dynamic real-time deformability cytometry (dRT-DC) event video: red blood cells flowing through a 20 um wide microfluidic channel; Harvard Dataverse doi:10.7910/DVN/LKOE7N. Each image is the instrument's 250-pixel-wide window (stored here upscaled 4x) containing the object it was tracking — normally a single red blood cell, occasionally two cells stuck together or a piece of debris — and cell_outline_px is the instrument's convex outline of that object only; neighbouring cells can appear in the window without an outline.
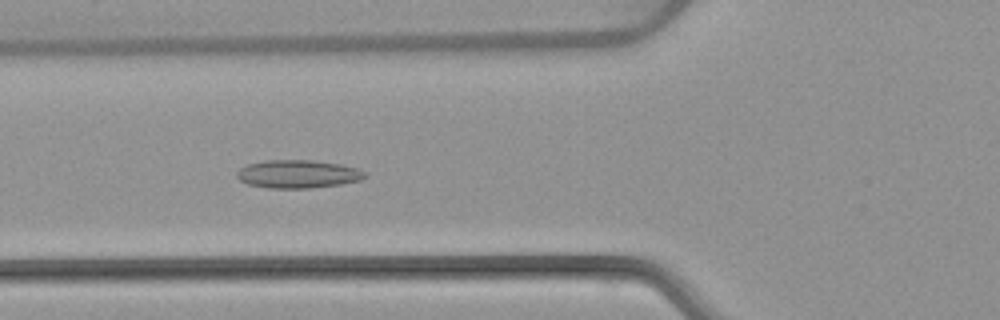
{"species": "common noctule bat (a hibernating species)", "species_latin": "Nyctalus noctula", "temperature_condition": "warm", "stored_images_in_passage": 52, "camera_frame_rate_fps": 3000, "um_per_image_px": 0.085, "animal": {"sex": "female", "body_mass_g": 22.7, "forearm_length_mm": 54.2}, "frame": {"image": 1, "passage_image": 19, "time_ms": 6.0, "image_size_px": [1000, 320], "cell_outline_px": [[368, 176], [360, 180], [340, 184], [312, 188], [268, 188], [248, 184], [240, 180], [236, 176], [236, 172], [240, 168], [248, 164], [264, 160], [312, 160], [340, 164], [356, 168], [364, 172]], "centroid_in_image_um": [25.3, 14.79], "position_along_channel_um": 100.5, "area_um2": 20.98}}
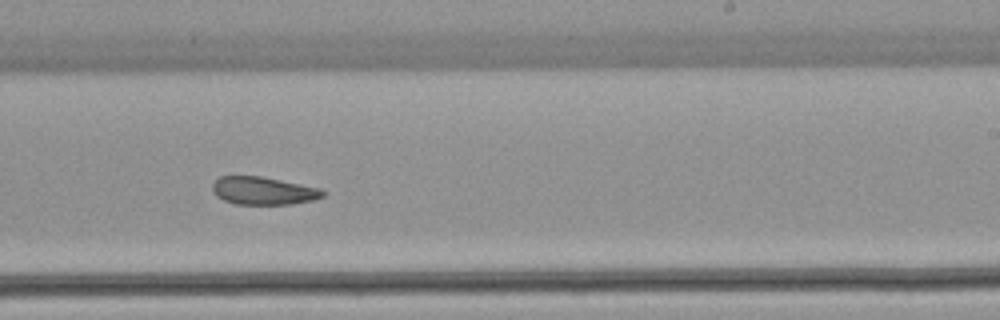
{"frame": {"image": 2, "passage_image": 32, "time_ms": 10.333, "image_size_px": [1000, 320], "cell_outline_px": [[324, 196], [312, 200], [292, 204], [236, 204], [224, 200], [216, 196], [212, 192], [212, 184], [220, 176], [260, 176], [320, 188], [324, 192]], "centroid_in_image_um": [22.35, 16.21], "position_along_channel_um": 266.7, "area_um2": 17.8}}
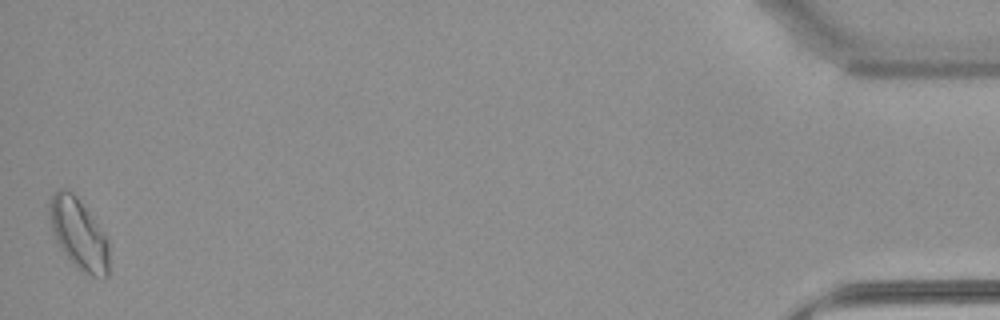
{"frame": {"image": 3, "passage_image": 52, "time_ms": 17.0, "image_size_px": [1000, 320], "cell_outline_px": [[108, 276], [92, 276], [76, 268], [68, 260], [60, 248], [56, 240], [52, 228], [48, 212], [48, 204], [52, 192], [56, 188], [68, 188], [76, 196], [88, 212], [108, 240]], "centroid_in_image_um": [6.64, 19.85], "position_along_channel_um": 428.6, "area_um2": 24.51}, "authors_computed_cell_mechanics": {"area_um2": 19.941, "velocity_mm_per_s": 3.836, "shape_relaxation_time_tau1_ms": null, "shape_relaxation_time_tau2_ms": 5.152, "deformation_change_tau1": null, "deformation_change_tau2": 0.1079}}